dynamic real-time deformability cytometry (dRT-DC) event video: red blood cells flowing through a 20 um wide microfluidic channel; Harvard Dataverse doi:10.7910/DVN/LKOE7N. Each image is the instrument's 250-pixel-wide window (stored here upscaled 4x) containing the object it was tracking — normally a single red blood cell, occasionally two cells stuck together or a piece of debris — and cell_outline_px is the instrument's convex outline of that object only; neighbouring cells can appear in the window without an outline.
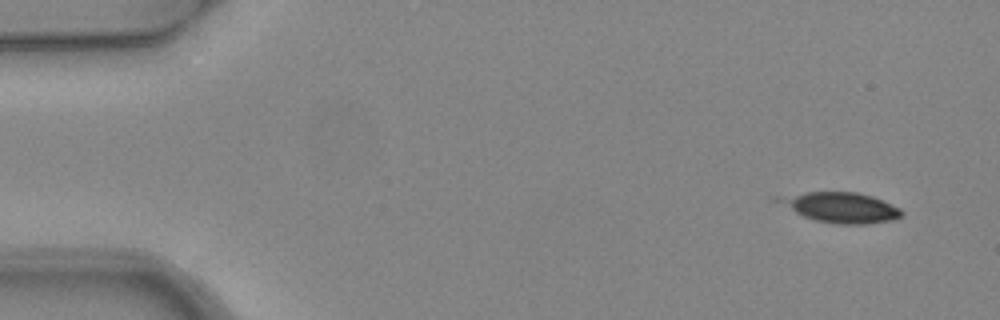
{"species": "common noctule bat (a hibernating species)", "species_latin": "Nyctalus noctula", "temperature_condition": "warm", "stored_images_in_passage": 4, "camera_frame_rate_fps": 3000, "um_per_image_px": 0.085, "animal": {"sex": "female", "body_mass_g": 24.6, "forearm_length_mm": 56.2}, "frame": {"image": 1, "passage_image": 1, "time_ms": 0.0, "image_size_px": [1000, 320], "cell_outline_px": [[904, 212], [900, 216], [892, 220], [868, 224], [836, 224], [816, 220], [804, 216], [772, 200], [772, 196], [804, 192], [856, 192], [872, 196], [900, 208]], "centroid_in_image_um": [71.39, 17.62], "position_along_channel_um": 13.6, "area_um2": 21.79}}
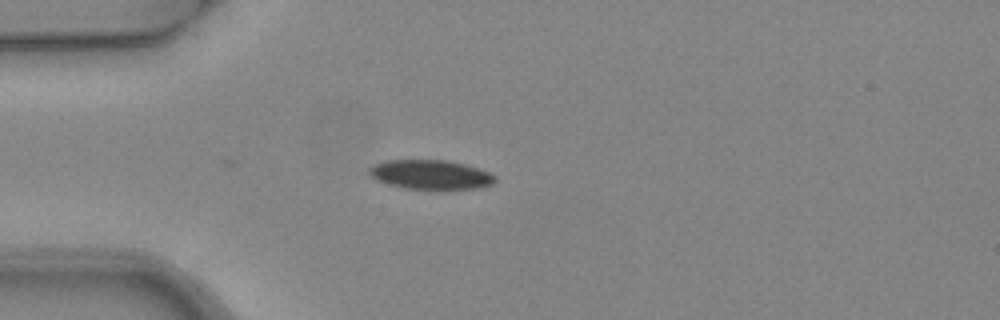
{"frame": {"image": 2, "passage_image": 4, "time_ms": 1.0, "image_size_px": [1000, 320], "cell_outline_px": [[496, 180], [492, 184], [476, 188], [440, 192], [408, 188], [376, 180], [368, 172], [368, 168], [376, 164], [388, 160], [448, 160], [464, 164], [488, 172], [496, 176]], "centroid_in_image_um": [36.65, 14.88], "position_along_channel_um": 48.4, "area_um2": 21.91}}